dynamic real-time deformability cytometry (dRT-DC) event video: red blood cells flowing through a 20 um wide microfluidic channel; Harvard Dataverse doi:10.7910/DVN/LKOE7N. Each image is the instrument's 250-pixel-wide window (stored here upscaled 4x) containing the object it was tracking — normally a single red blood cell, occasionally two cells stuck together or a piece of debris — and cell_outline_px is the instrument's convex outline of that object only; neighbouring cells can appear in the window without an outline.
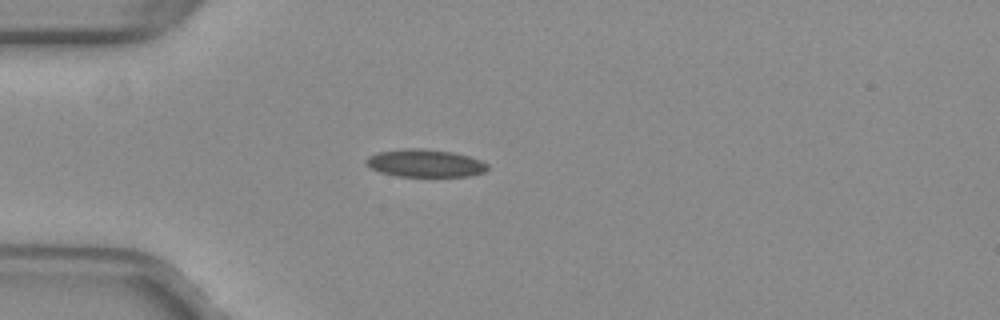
{"species": "common noctule bat (a hibernating species)", "species_latin": "Nyctalus noctula", "temperature_condition": "warm", "stored_images_in_passage": 38, "camera_frame_rate_fps": 3000, "um_per_image_px": 0.085, "animal": {"sex": "female", "body_mass_g": 29.2, "forearm_length_mm": 56.3}, "frame": {"image": 1, "passage_image": 1, "time_ms": 0.0, "image_size_px": [1000, 320], "cell_outline_px": [[488, 168], [484, 172], [468, 176], [396, 176], [380, 172], [364, 164], [364, 160], [368, 156], [376, 152], [404, 148], [424, 148], [452, 152], [468, 156], [480, 160], [488, 164]], "centroid_in_image_um": [36.08, 13.86], "position_along_channel_um": 48.9, "area_um2": 19.71}}
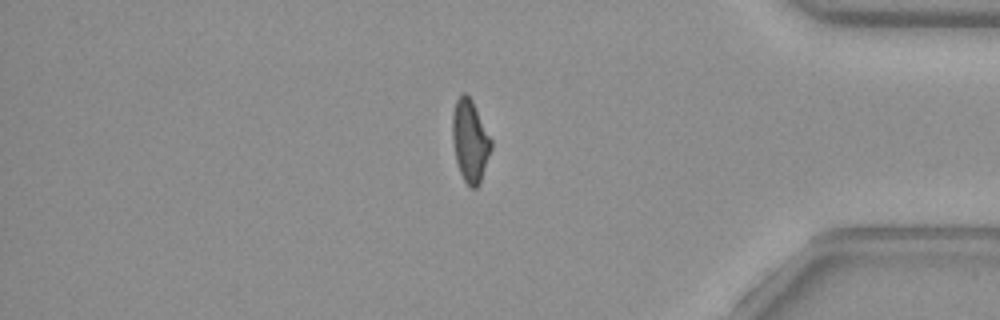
{"frame": {"image": 2, "passage_image": 30, "time_ms": 9.667, "image_size_px": [1000, 320], "cell_outline_px": [[492, 148], [480, 184], [476, 188], [472, 188], [464, 180], [460, 172], [456, 160], [452, 140], [452, 112], [456, 100], [464, 92], [472, 100], [492, 140]], "centroid_in_image_um": [39.96, 11.98], "position_along_channel_um": 395.2, "area_um2": 18.55}}
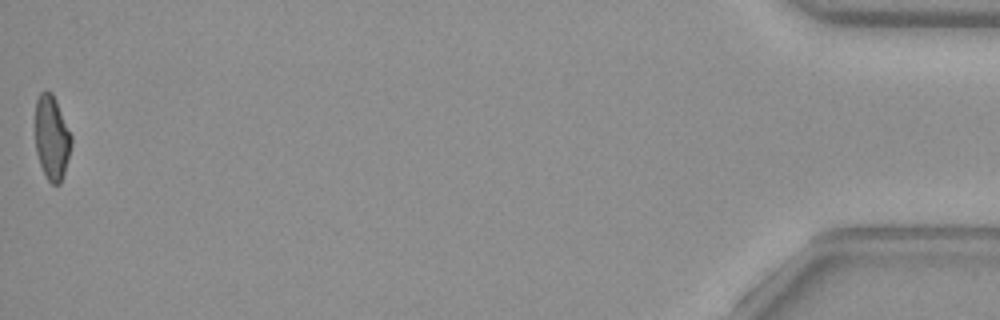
{"frame": {"image": 3, "passage_image": 38, "time_ms": 12.333, "image_size_px": [1000, 320], "cell_outline_px": [[72, 144], [64, 172], [60, 184], [52, 184], [48, 180], [40, 164], [36, 152], [36, 100], [40, 92], [44, 88], [48, 88], [52, 92], [56, 100], [72, 136]], "centroid_in_image_um": [4.4, 11.65], "position_along_channel_um": 430.8, "area_um2": 17.74}, "authors_computed_cell_mechanics": {"area_um2": 19.4208, "velocity_mm_per_s": 4.0371, "shape_relaxation_time_tau1_ms": null, "shape_relaxation_time_tau2_ms": 2.0818, "deformation_change_tau1": null, "deformation_change_tau2": 0.0739}}